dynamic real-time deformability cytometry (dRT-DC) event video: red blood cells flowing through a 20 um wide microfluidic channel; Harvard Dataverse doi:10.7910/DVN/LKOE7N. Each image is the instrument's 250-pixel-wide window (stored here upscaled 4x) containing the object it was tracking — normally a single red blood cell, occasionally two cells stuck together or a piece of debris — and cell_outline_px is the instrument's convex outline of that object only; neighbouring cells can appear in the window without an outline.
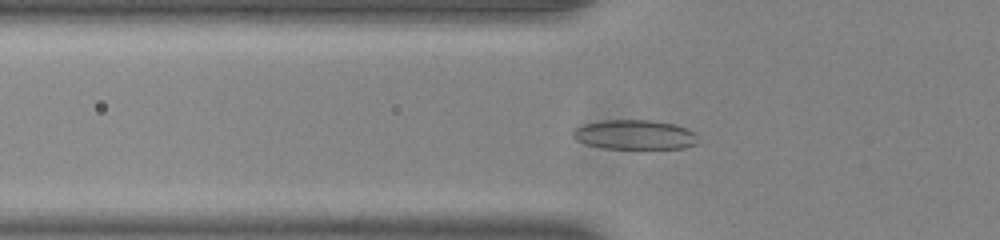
{"species": "common noctule bat (a hibernating species)", "species_latin": "Nyctalus noctula", "temperature_condition": "room temperature", "stored_images_in_passage": 49, "camera_frame_rate_fps": 3000, "um_per_image_px": 0.085, "animal": {"sex": "male", "body_mass_g": 20.0, "forearm_length_mm": 53.3}, "frame": {"image": 1, "passage_image": 13, "time_ms": 4.0, "image_size_px": [1000, 240], "cell_outline_px": [[696, 144], [684, 148], [604, 148], [588, 144], [576, 140], [572, 136], [572, 132], [576, 128], [584, 124], [604, 120], [652, 120], [676, 124], [688, 128], [696, 132]], "centroid_in_image_um": [53.98, 11.44], "position_along_channel_um": 71.8, "area_um2": 21.5}}
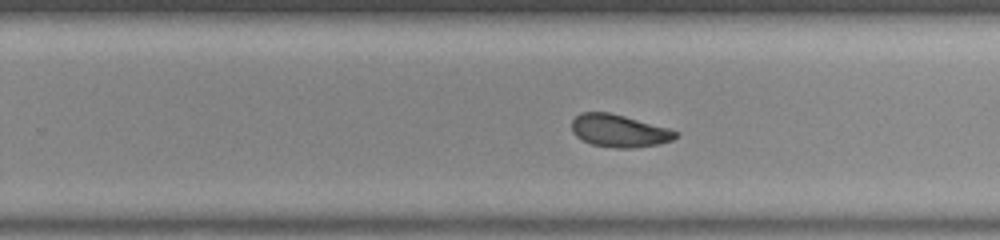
{"frame": {"image": 2, "passage_image": 29, "time_ms": 9.333, "image_size_px": [1000, 240], "cell_outline_px": [[680, 132], [672, 140], [660, 144], [636, 148], [616, 148], [592, 144], [576, 136], [572, 132], [572, 120], [580, 112], [608, 112], [624, 116], [668, 128]], "centroid_in_image_um": [52.63, 11.12], "position_along_channel_um": 277.2, "area_um2": 19.65}}
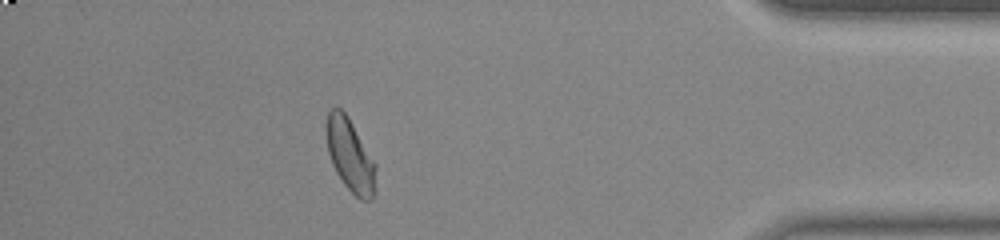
{"frame": {"image": 3, "passage_image": 42, "time_ms": 13.667, "image_size_px": [1000, 240], "cell_outline_px": [[376, 168], [372, 200], [360, 200], [344, 184], [336, 172], [332, 164], [328, 152], [324, 128], [324, 124], [328, 112], [332, 108], [340, 108], [348, 116], [376, 164]], "centroid_in_image_um": [29.72, 13.16], "position_along_channel_um": 405.5, "area_um2": 20.98}, "authors_computed_cell_mechanics": {"area_um2": 20.4612, "velocity_mm_per_s": 3.8648, "shape_relaxation_time_tau1_ms": 4.0221, "shape_relaxation_time_tau2_ms": 2.2158, "deformation_change_tau1": 0.109, "deformation_change_tau2": 0.0686}}